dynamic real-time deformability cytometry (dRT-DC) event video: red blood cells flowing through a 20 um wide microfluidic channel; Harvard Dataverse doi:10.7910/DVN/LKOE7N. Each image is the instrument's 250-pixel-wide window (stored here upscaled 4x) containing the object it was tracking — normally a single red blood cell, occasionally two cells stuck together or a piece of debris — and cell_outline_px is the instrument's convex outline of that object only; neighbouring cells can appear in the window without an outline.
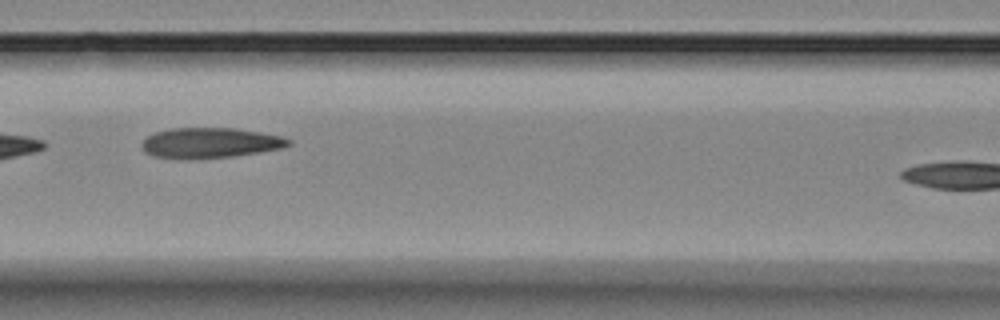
{"species": "Egyptian fruit bat (a non-hibernating species)", "species_latin": "Rousettus aegyptiacus", "temperature_condition": "room temperature", "stored_images_in_passage": 7, "segment_of_instrument_passage": [1, 2], "camera_frame_rate_fps": 3000, "um_per_image_px": 0.085, "animal": {"sex": "female"}, "frame": {"image": 1, "passage_image": 5, "time_ms": 4.667, "image_size_px": [1000, 320], "cell_outline_px": [[292, 144], [280, 148], [260, 152], [232, 156], [152, 156], [144, 152], [140, 144], [148, 136], [156, 132], [172, 128], [236, 128], [284, 136], [292, 140]], "centroid_in_image_um": [17.93, 12.09], "position_along_channel_um": 148.7, "area_um2": 25.03}}
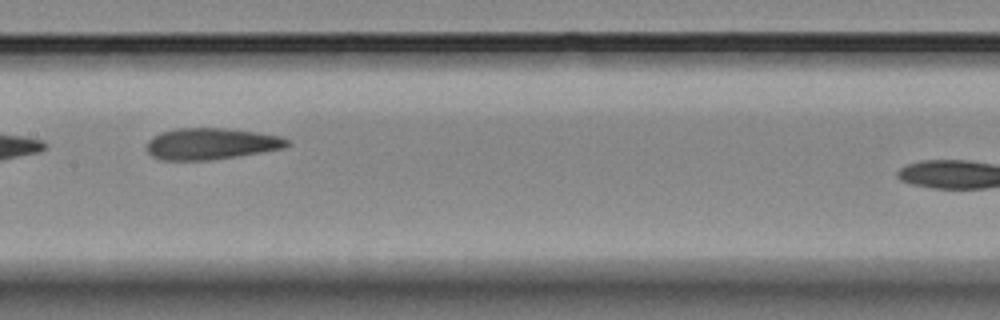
{"frame": {"image": 2, "passage_image": 6, "time_ms": 5.667, "image_size_px": [1000, 320], "cell_outline_px": [[292, 144], [284, 148], [212, 160], [160, 160], [152, 156], [144, 148], [148, 140], [152, 136], [160, 132], [176, 128], [224, 128], [256, 132], [280, 136], [292, 140]], "centroid_in_image_um": [17.92, 12.22], "position_along_channel_um": 189.5, "area_um2": 26.01}}